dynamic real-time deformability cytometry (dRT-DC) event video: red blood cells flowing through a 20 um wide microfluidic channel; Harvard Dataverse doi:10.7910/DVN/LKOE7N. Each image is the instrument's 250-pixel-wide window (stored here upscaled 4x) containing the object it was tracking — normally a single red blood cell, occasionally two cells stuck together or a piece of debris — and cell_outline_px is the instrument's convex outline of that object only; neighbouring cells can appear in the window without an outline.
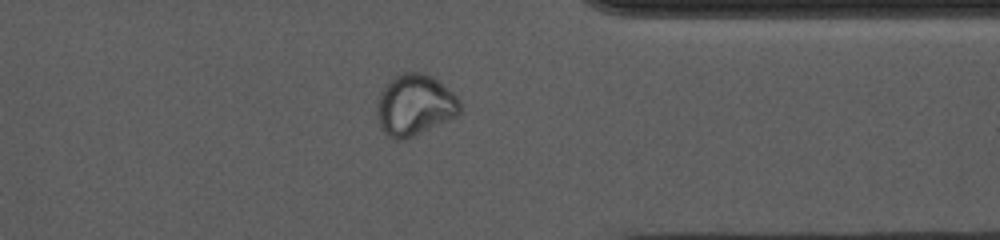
{"species": "common noctule bat (a hibernating species)", "species_latin": "Nyctalus noctula", "temperature_condition": "cold", "stored_images_in_passage": 52, "camera_frame_rate_fps": 3000, "um_per_image_px": 0.085, "animal": {"sex": "female", "body_mass_g": 10.0, "forearm_length_mm": 53.1}, "frame": {"image": 1, "passage_image": 40, "time_ms": 13.0, "image_size_px": [1000, 240], "cell_outline_px": [[460, 112], [456, 116], [404, 140], [396, 140], [388, 136], [384, 132], [376, 116], [376, 104], [380, 92], [388, 80], [400, 72], [424, 72], [432, 76], [452, 92], [460, 100]], "centroid_in_image_um": [35.21, 8.91], "position_along_channel_um": 376.2, "area_um2": 29.65}}
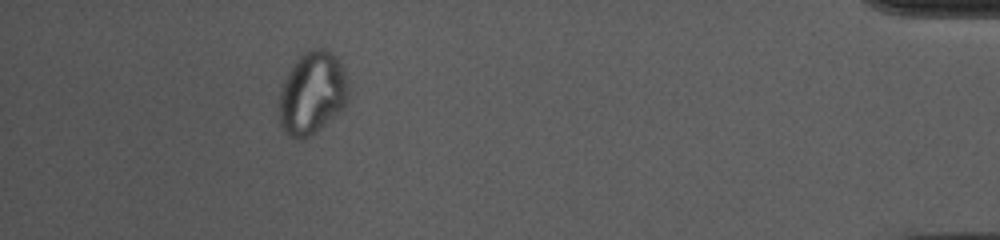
{"frame": {"image": 2, "passage_image": 47, "time_ms": 15.333, "image_size_px": [1000, 240], "cell_outline_px": [[348, 96], [344, 108], [316, 132], [304, 140], [296, 140], [280, 124], [280, 88], [284, 80], [296, 60], [308, 48], [328, 48], [340, 60], [348, 84]], "centroid_in_image_um": [26.56, 7.89], "position_along_channel_um": 408.6, "area_um2": 33.41}, "authors_computed_cell_mechanics": {"area_um2": 26.7036, "velocity_mm_per_s": 3.6632, "shape_relaxation_time_tau1_ms": null, "shape_relaxation_time_tau2_ms": 2.0371, "deformation_change_tau1": null, "deformation_change_tau2": 0.0563}}